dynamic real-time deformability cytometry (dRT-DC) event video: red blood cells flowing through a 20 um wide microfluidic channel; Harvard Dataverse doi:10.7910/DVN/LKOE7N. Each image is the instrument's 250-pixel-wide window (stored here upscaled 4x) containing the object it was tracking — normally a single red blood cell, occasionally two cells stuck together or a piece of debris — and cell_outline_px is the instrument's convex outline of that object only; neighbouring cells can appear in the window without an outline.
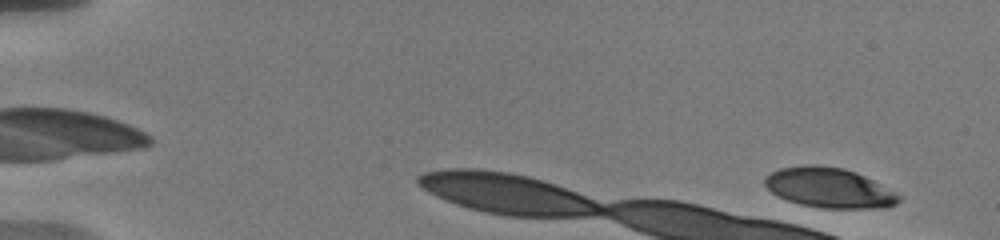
{"species": "human", "species_latin": "Homo sapiens", "temperature_condition": "warm", "stored_images_in_passage": 25, "camera_frame_rate_fps": 3000, "um_per_image_px": 0.085, "donor": {"sex": "male"}, "frame": {"image": 1, "passage_image": 2, "time_ms": 1.0, "image_size_px": [1000, 240], "cell_outline_px": [[904, 196], [896, 204], [888, 208], [824, 208], [800, 204], [788, 200], [772, 192], [764, 184], [764, 176], [780, 168], [804, 164], [816, 164], [844, 168], [856, 172]], "centroid_in_image_um": [70.51, 15.95], "position_along_channel_um": 14.5, "area_um2": 31.39}}
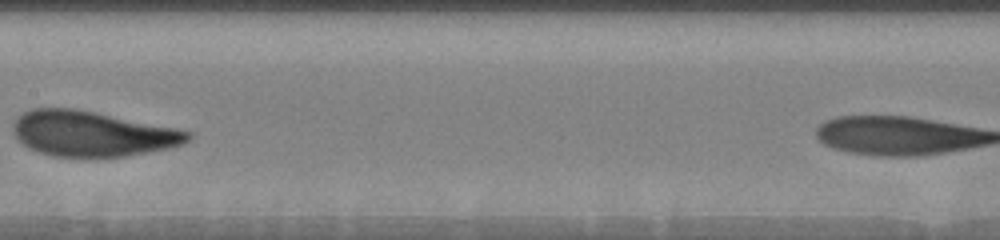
{"frame": {"image": 2, "passage_image": 10, "time_ms": 6.667, "image_size_px": [1000, 240], "cell_outline_px": [[192, 136], [184, 144], [172, 148], [124, 156], [52, 156], [28, 148], [12, 132], [12, 124], [24, 112], [32, 108], [76, 108], [176, 128], [192, 132]], "centroid_in_image_um": [7.85, 11.36], "position_along_channel_um": 199.5, "area_um2": 45.95}}
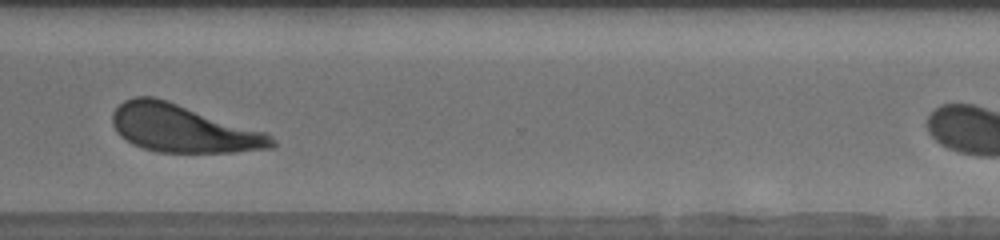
{"frame": {"image": 3, "passage_image": 19, "time_ms": 11.0, "image_size_px": [1000, 240], "cell_outline_px": [[276, 148], [236, 152], [156, 152], [132, 144], [120, 136], [116, 132], [112, 124], [112, 112], [124, 100], [136, 96], [156, 96], [268, 132], [276, 140]], "centroid_in_image_um": [15.6, 10.92], "position_along_channel_um": 355.0, "area_um2": 44.91}}